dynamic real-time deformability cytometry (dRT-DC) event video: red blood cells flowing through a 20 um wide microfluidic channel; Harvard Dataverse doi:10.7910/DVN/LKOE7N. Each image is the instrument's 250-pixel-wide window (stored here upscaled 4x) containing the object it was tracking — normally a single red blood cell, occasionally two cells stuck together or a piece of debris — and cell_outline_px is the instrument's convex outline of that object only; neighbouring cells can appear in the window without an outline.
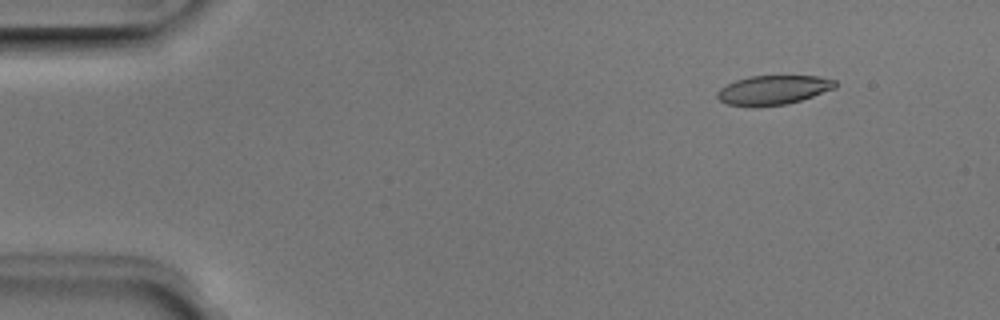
{"species": "Egyptian fruit bat (a non-hibernating species)", "species_latin": "Rousettus aegyptiacus", "temperature_condition": "room temperature", "stored_images_in_passage": 6, "camera_frame_rate_fps": 3000, "um_per_image_px": 0.085, "animal": {"sex": "male"}, "frame": {"image": 1, "passage_image": 2, "time_ms": 0.333, "image_size_px": [1000, 320], "cell_outline_px": [[836, 88], [800, 100], [784, 104], [752, 108], [728, 104], [720, 100], [716, 96], [716, 92], [720, 88], [736, 80], [748, 76], [816, 76], [836, 80]], "centroid_in_image_um": [65.69, 7.66], "position_along_channel_um": 19.3, "area_um2": 20.17}}
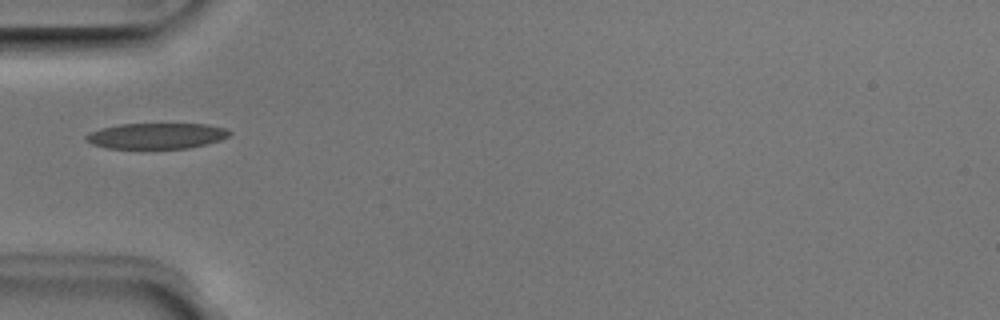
{"frame": {"image": 2, "passage_image": 4, "time_ms": 1.0, "image_size_px": [1000, 320], "cell_outline_px": [[232, 132], [228, 136], [220, 140], [188, 148], [108, 148], [92, 144], [84, 140], [84, 136], [88, 132], [100, 128], [120, 124], [208, 124], [228, 128]], "centroid_in_image_um": [13.28, 11.54], "position_along_channel_um": 71.7, "area_um2": 21.62}}
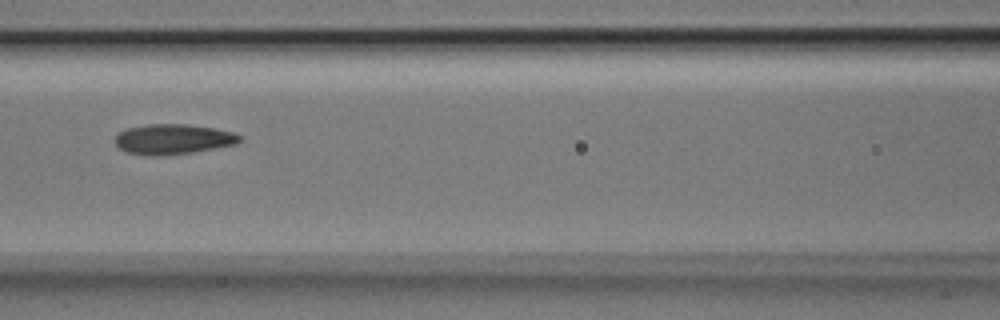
{"frame": {"image": 3, "passage_image": 6, "time_ms": 1.667, "image_size_px": [1000, 320], "cell_outline_px": [[244, 140], [236, 144], [192, 152], [156, 156], [152, 156], [124, 152], [112, 140], [120, 132], [128, 128], [148, 124], [184, 124], [216, 128], [232, 132], [240, 136]], "centroid_in_image_um": [14.7, 11.83], "position_along_channel_um": 151.9, "area_um2": 21.91}}